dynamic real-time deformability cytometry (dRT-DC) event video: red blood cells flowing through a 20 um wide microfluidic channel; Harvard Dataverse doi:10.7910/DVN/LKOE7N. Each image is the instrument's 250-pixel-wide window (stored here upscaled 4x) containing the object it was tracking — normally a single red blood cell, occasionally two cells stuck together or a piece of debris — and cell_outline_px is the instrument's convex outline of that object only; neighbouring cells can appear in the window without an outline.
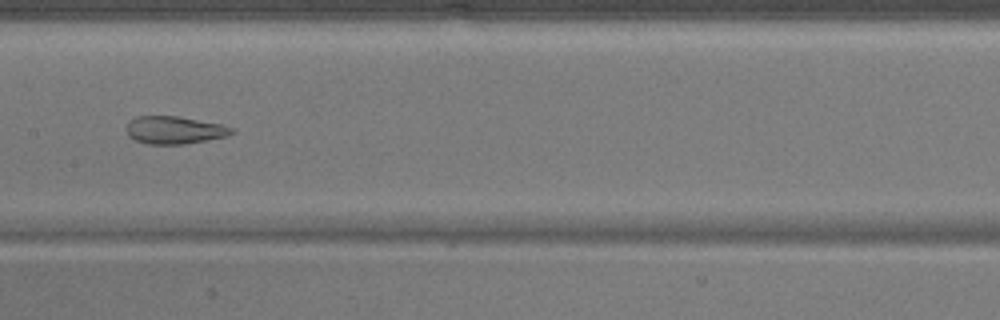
{"species": "common noctule bat (a hibernating species)", "species_latin": "Nyctalus noctula", "temperature_condition": "warm", "stored_images_in_passage": 51, "camera_frame_rate_fps": 3000, "um_per_image_px": 0.085, "animal": {"sex": "male", "body_mass_g": 17.9}, "frame": {"image": 1, "passage_image": 26, "time_ms": 8.333, "image_size_px": [1000, 320], "cell_outline_px": [[236, 132], [228, 136], [184, 144], [148, 144], [136, 140], [128, 136], [124, 128], [128, 120], [136, 116], [176, 116], [220, 124], [236, 128]], "centroid_in_image_um": [14.8, 11.05], "position_along_channel_um": 192.6, "area_um2": 17.17}}
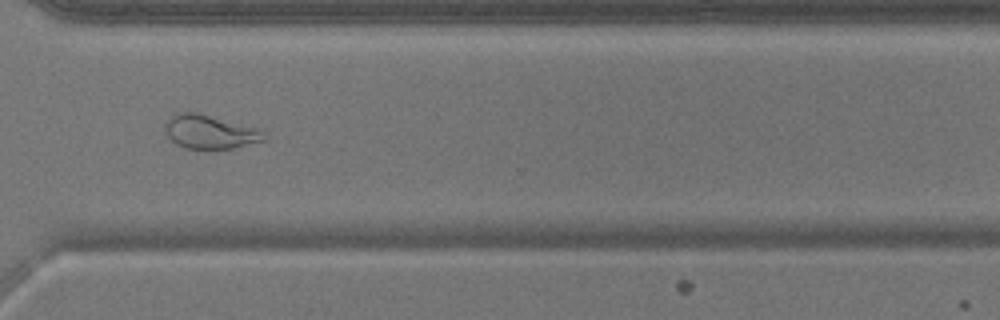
{"frame": {"image": 2, "passage_image": 38, "time_ms": 12.333, "image_size_px": [1000, 320], "cell_outline_px": [[268, 140], [232, 148], [184, 148], [176, 144], [164, 132], [164, 120], [168, 116], [176, 112], [196, 112], [256, 128], [268, 132]], "centroid_in_image_um": [17.83, 11.2], "position_along_channel_um": 352.8, "area_um2": 19.71}}
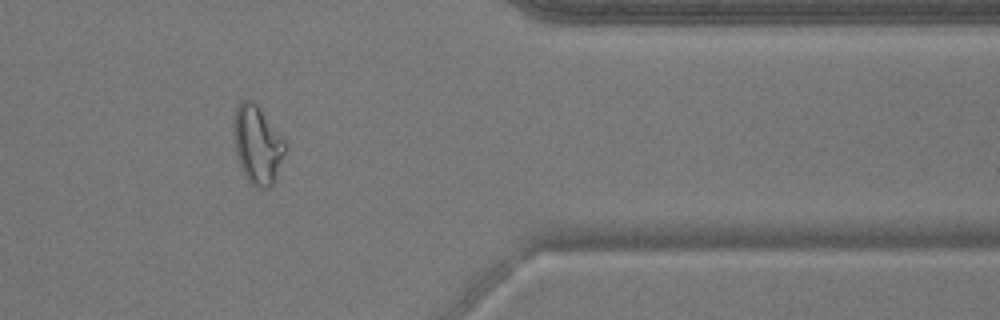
{"frame": {"image": 3, "passage_image": 42, "time_ms": 13.667, "image_size_px": [1000, 320], "cell_outline_px": [[284, 152], [272, 184], [268, 188], [260, 188], [252, 184], [248, 180], [240, 164], [236, 152], [232, 132], [232, 116], [240, 100], [252, 100], [256, 104], [284, 140]], "centroid_in_image_um": [21.81, 12.25], "position_along_channel_um": 389.6, "area_um2": 22.89}}